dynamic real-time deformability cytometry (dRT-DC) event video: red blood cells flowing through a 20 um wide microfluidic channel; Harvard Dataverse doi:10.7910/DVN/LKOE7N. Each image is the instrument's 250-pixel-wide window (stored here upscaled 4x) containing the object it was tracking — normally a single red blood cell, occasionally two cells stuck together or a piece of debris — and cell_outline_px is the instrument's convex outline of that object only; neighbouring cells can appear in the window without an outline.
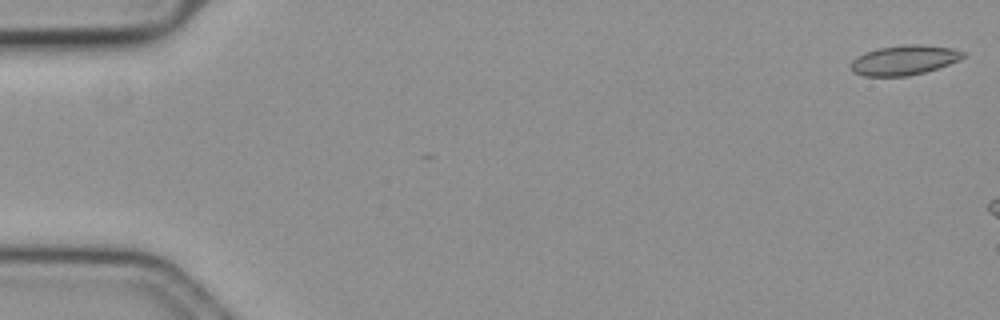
{"species": "common noctule bat (a hibernating species)", "species_latin": "Nyctalus noctula", "temperature_condition": "cold", "stored_images_in_passage": 7, "camera_frame_rate_fps": 3000, "um_per_image_px": 0.085, "animal": {"sex": "female", "body_mass_g": 19.3, "forearm_length_mm": 54.1}, "frame": {"image": 1, "passage_image": 1, "time_ms": 0.0, "image_size_px": [1000, 320], "cell_outline_px": [[968, 52], [960, 60], [924, 72], [908, 76], [864, 76], [852, 72], [848, 64], [856, 56], [864, 52], [876, 48], [904, 44], [920, 44], [952, 48]], "centroid_in_image_um": [76.81, 5.1], "position_along_channel_um": 8.2, "area_um2": 19.77}}